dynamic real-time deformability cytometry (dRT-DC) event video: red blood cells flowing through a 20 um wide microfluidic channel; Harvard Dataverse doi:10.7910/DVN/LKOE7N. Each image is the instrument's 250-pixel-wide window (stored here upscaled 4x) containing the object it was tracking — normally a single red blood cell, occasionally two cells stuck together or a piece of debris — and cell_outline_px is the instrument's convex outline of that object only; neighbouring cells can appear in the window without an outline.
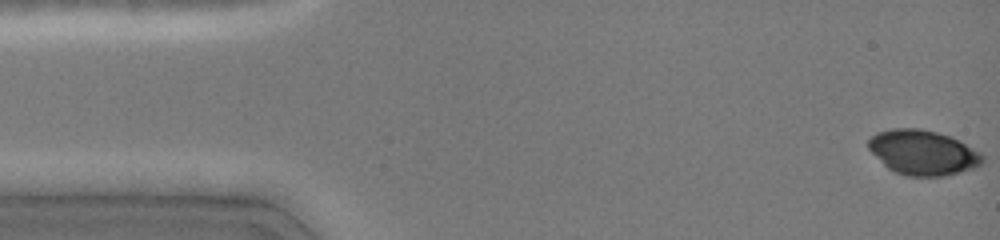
{"species": "common noctule bat (a hibernating species)", "species_latin": "Nyctalus noctula", "temperature_condition": "cold", "stored_images_in_passage": 13, "camera_frame_rate_fps": 3000, "um_per_image_px": 0.085, "animal": {"sex": "female", "body_mass_g": 19.0, "forearm_length_mm": 51.5}, "frame": {"image": 1, "passage_image": 1, "time_ms": 0.0, "image_size_px": [1000, 240], "cell_outline_px": [[984, 160], [976, 168], [944, 176], [904, 176], [888, 168], [868, 148], [868, 140], [876, 132], [892, 128], [920, 128], [952, 136], [960, 140], [980, 152], [984, 156]], "centroid_in_image_um": [78.47, 12.96], "position_along_channel_um": 6.5, "area_um2": 30.0}}
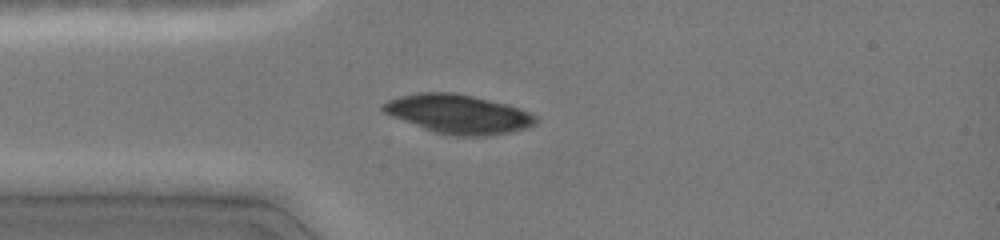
{"frame": {"image": 2, "passage_image": 6, "time_ms": 3.667, "image_size_px": [1000, 240], "cell_outline_px": [[540, 120], [536, 124], [524, 128], [508, 132], [488, 136], [452, 136], [436, 132], [392, 116], [384, 112], [380, 108], [380, 104], [388, 100], [400, 96], [420, 92], [452, 92], [472, 96], [508, 104], [528, 112], [536, 116]], "centroid_in_image_um": [38.96, 9.69], "position_along_channel_um": 46.0, "area_um2": 34.45}}